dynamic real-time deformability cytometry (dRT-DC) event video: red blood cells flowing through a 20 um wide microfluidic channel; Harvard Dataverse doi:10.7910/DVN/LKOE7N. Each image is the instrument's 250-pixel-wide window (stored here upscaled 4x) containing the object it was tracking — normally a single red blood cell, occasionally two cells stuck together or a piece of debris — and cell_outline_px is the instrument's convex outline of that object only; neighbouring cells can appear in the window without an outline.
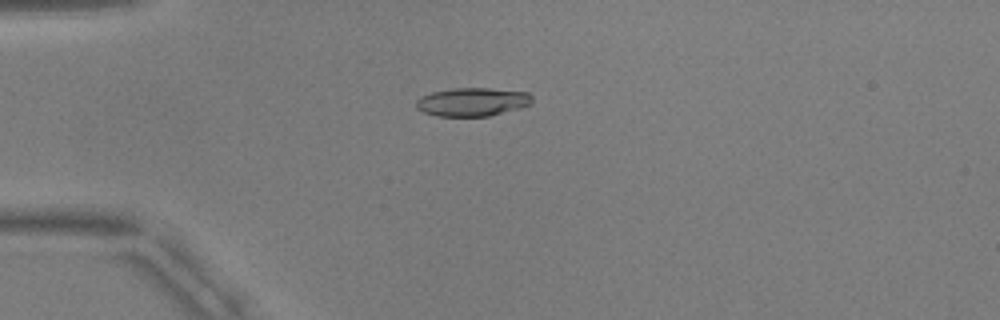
{"species": "common noctule bat (a hibernating species)", "species_latin": "Nyctalus noctula", "temperature_condition": "warm", "stored_images_in_passage": 55, "camera_frame_rate_fps": 3000, "um_per_image_px": 0.085, "animal": {"sex": "male", "body_mass_g": 17.9, "forearm_length_mm": 54.2}, "frame": {"image": 1, "passage_image": 15, "time_ms": 4.667, "image_size_px": [1000, 320], "cell_outline_px": [[532, 104], [520, 108], [488, 116], [436, 116], [424, 112], [416, 108], [416, 100], [420, 96], [432, 92], [452, 88], [488, 88], [528, 92], [532, 96]], "centroid_in_image_um": [40.15, 8.66], "position_along_channel_um": 44.9, "area_um2": 19.31}}
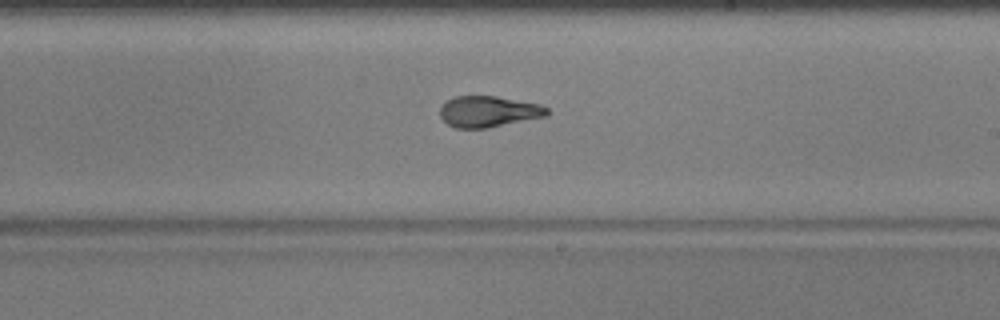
{"frame": {"image": 2, "passage_image": 33, "time_ms": 10.667, "image_size_px": [1000, 320], "cell_outline_px": [[548, 116], [488, 128], [456, 128], [448, 124], [440, 116], [440, 108], [448, 100], [456, 96], [496, 96], [540, 104], [548, 108]], "centroid_in_image_um": [41.55, 9.49], "position_along_channel_um": 247.5, "area_um2": 19.36}}
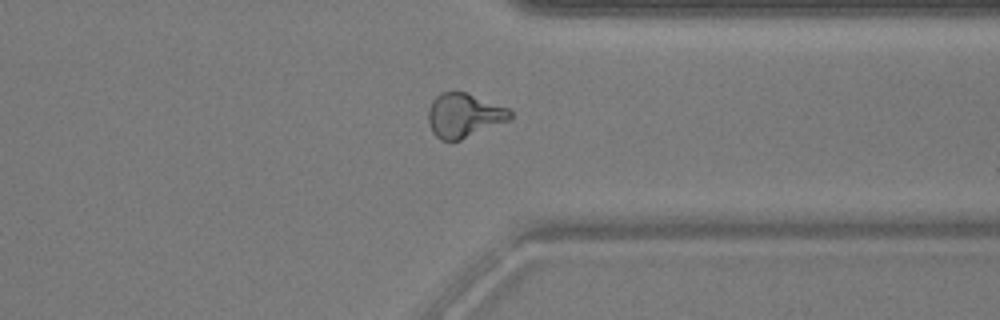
{"frame": {"image": 3, "passage_image": 43, "time_ms": 14.0, "image_size_px": [1000, 320], "cell_outline_px": [[512, 120], [460, 140], [440, 140], [432, 132], [428, 124], [428, 108], [432, 100], [440, 92], [464, 92], [508, 108], [512, 112]], "centroid_in_image_um": [39.43, 9.82], "position_along_channel_um": 372.0, "area_um2": 21.15}, "authors_computed_cell_mechanics": {"area_um2": 19.7098, "velocity_mm_per_s": 3.7626, "shape_relaxation_time_tau1_ms": 5.6594, "shape_relaxation_time_tau2_ms": 1.2107, "deformation_change_tau1": 0.2205, "deformation_change_tau2": 0.0847}}